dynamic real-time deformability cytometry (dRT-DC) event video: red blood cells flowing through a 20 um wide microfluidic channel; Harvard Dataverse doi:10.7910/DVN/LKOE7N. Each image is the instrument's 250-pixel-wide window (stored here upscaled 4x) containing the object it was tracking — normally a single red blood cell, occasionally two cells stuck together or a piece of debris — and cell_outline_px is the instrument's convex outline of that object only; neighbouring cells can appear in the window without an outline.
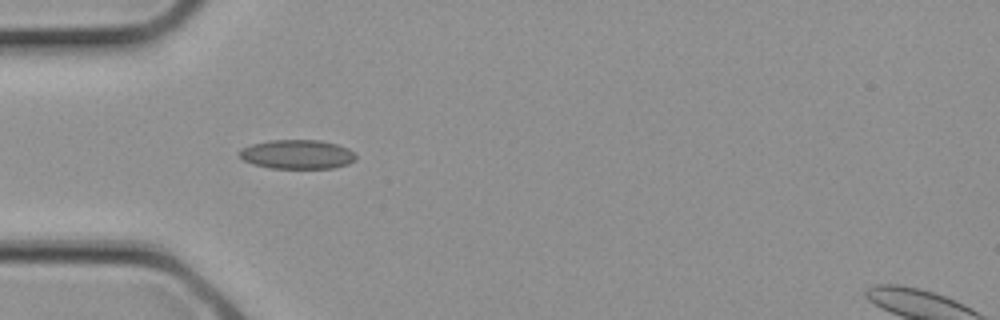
{"species": "common noctule bat (a hibernating species)", "species_latin": "Nyctalus noctula", "temperature_condition": "cold", "stored_images_in_passage": 9, "camera_frame_rate_fps": 3000, "um_per_image_px": 0.085, "animal": {"sex": "female", "body_mass_g": 21.9}, "frame": {"image": 1, "passage_image": 4, "time_ms": 1.0, "image_size_px": [1000, 320], "cell_outline_px": [[356, 160], [348, 164], [332, 168], [272, 168], [252, 164], [244, 160], [236, 152], [240, 148], [252, 144], [268, 140], [320, 140], [336, 144], [348, 148], [356, 156]], "centroid_in_image_um": [25.23, 13.11], "position_along_channel_um": 59.8, "area_um2": 19.88}}
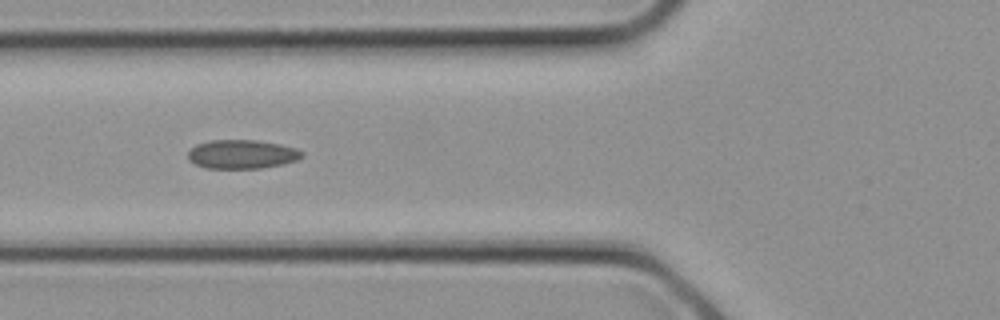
{"frame": {"image": 2, "passage_image": 6, "time_ms": 1.667, "image_size_px": [1000, 320], "cell_outline_px": [[304, 156], [296, 160], [284, 164], [260, 168], [208, 168], [196, 164], [188, 160], [188, 152], [196, 144], [212, 140], [256, 140], [280, 144], [296, 148], [304, 152]], "centroid_in_image_um": [20.59, 13.1], "position_along_channel_um": 105.2, "area_um2": 19.19}}
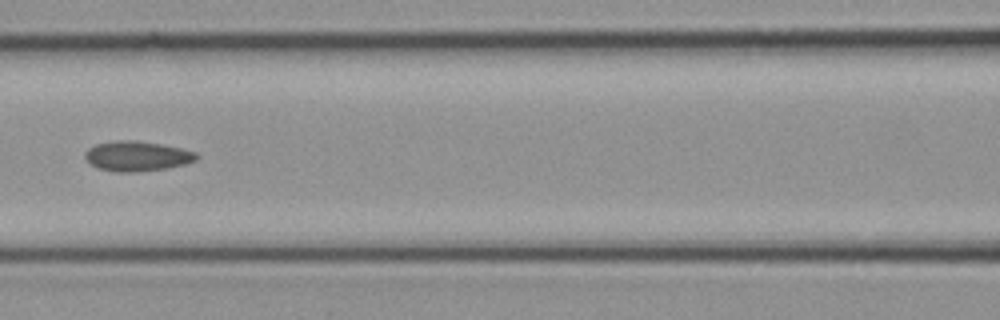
{"frame": {"image": 3, "passage_image": 8, "time_ms": 2.333, "image_size_px": [1000, 320], "cell_outline_px": [[200, 156], [196, 160], [184, 164], [164, 168], [132, 172], [116, 172], [96, 168], [84, 156], [84, 152], [88, 148], [96, 144], [120, 140], [136, 140], [160, 144], [180, 148], [196, 152]], "centroid_in_image_um": [11.63, 13.26], "position_along_channel_um": 155.0, "area_um2": 19.31}}